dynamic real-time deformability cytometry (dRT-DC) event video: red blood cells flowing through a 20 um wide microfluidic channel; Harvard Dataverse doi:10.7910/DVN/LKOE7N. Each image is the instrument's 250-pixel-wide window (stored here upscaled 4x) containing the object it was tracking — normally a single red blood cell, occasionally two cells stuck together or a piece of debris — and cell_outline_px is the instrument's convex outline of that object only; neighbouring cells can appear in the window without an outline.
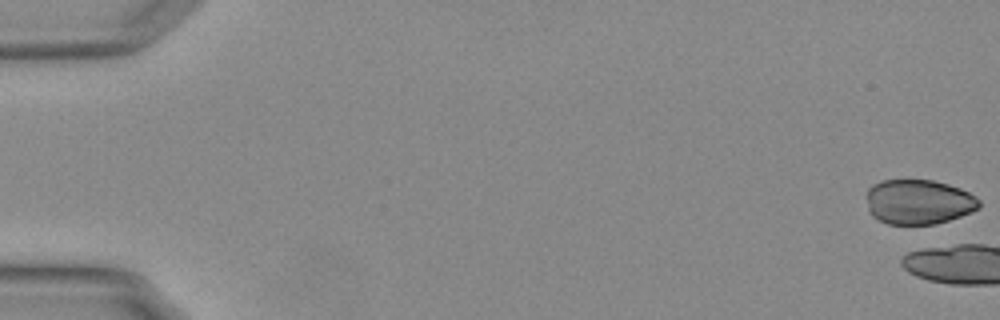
{"species": "Egyptian fruit bat (a non-hibernating species)", "species_latin": "Rousettus aegyptiacus", "temperature_condition": "warm", "stored_images_in_passage": 5, "camera_frame_rate_fps": 3000, "um_per_image_px": 0.085, "animal": {"sex": "female"}, "frame": {"image": 1, "passage_image": 1, "time_ms": 0.0, "image_size_px": [1000, 320], "cell_outline_px": [[980, 208], [972, 212], [936, 224], [888, 224], [872, 216], [868, 208], [864, 196], [868, 188], [872, 184], [884, 180], [932, 180], [948, 184], [960, 188], [976, 196], [980, 200]], "centroid_in_image_um": [78.06, 17.15], "position_along_channel_um": 6.9, "area_um2": 29.71}}